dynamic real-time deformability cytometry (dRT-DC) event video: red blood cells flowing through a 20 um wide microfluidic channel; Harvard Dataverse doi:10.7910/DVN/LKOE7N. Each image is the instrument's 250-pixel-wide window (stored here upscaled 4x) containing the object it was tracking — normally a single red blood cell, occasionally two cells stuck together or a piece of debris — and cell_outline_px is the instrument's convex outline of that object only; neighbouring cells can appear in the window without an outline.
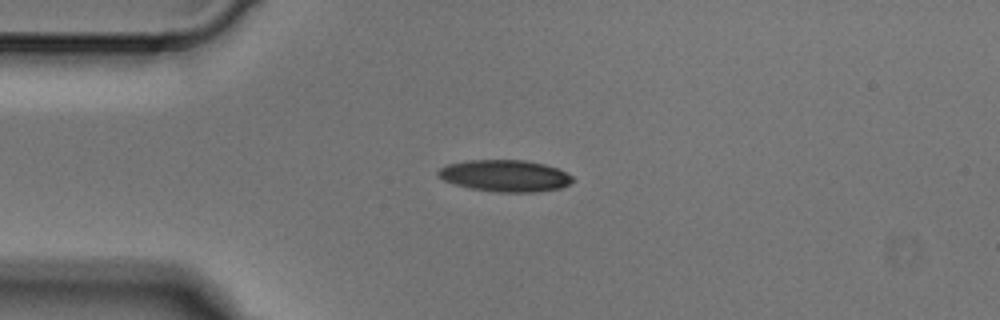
{"species": "Egyptian fruit bat (a non-hibernating species)", "species_latin": "Rousettus aegyptiacus", "temperature_condition": "cold", "stored_images_in_passage": 4, "camera_frame_rate_fps": 3000, "um_per_image_px": 0.085, "animal": {"sex": "male"}, "frame": {"image": 1, "passage_image": 3, "time_ms": 0.667, "image_size_px": [1000, 320], "cell_outline_px": [[576, 180], [560, 188], [540, 192], [496, 192], [468, 188], [452, 184], [436, 176], [436, 172], [440, 168], [448, 164], [468, 160], [524, 160], [544, 164], [560, 168], [572, 176]], "centroid_in_image_um": [42.93, 14.94], "position_along_channel_um": 42.1, "area_um2": 25.2}}